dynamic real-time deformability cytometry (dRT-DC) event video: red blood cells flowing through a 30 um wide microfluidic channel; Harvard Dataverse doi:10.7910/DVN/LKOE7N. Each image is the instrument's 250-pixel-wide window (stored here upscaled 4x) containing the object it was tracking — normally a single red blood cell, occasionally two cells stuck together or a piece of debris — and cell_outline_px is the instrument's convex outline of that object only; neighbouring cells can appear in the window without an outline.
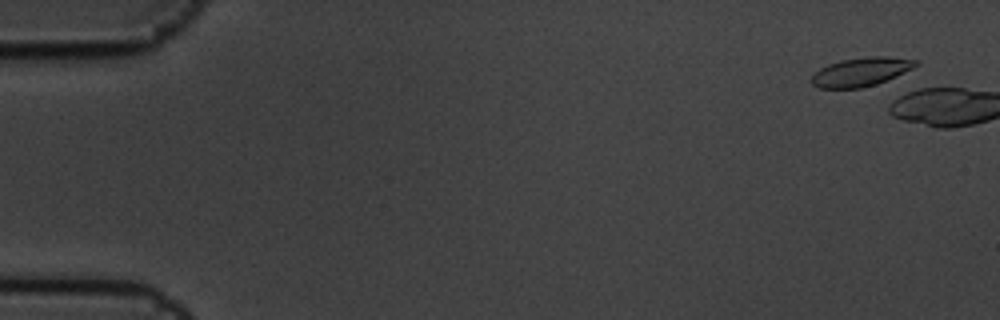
{"species": "common noctule bat (a hibernating species)", "species_latin": "Nyctalus noctula", "temperature_condition": "cold", "stored_images_in_passage": 2, "camera_frame_rate_fps": 3000, "um_per_image_px": 0.085, "animal": {"sex": "male", "body_mass_g": 19.5, "forearm_length_mm": 54.6}, "frame": {"image": 1, "passage_image": 1, "time_ms": 0.0, "image_size_px": [1000, 320], "cell_outline_px": [[920, 64], [888, 80], [876, 84], [860, 88], [820, 88], [812, 84], [812, 76], [820, 68], [828, 64], [840, 60], [872, 56], [888, 56], [916, 60]], "centroid_in_image_um": [73.19, 6.1], "position_along_channel_um": 11.8, "area_um2": 17.34}}